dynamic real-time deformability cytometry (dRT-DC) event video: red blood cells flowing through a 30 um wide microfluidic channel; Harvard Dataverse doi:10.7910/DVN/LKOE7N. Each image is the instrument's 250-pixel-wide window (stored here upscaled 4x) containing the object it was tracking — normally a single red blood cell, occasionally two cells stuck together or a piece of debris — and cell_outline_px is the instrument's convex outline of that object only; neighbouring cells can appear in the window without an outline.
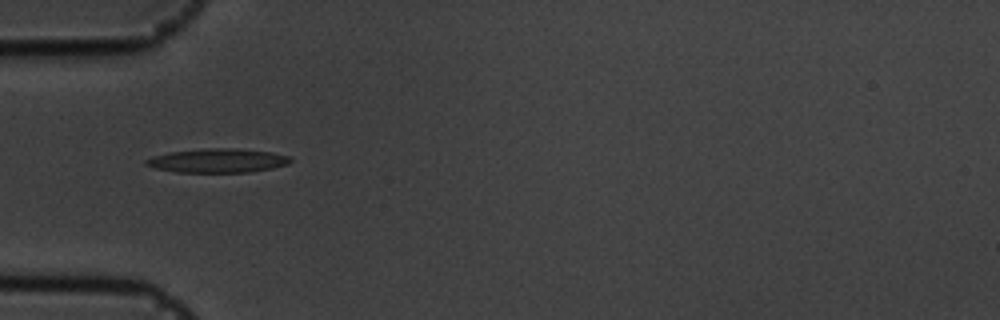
{"species": "common noctule bat (a hibernating species)", "species_latin": "Nyctalus noctula", "temperature_condition": "cold", "stored_images_in_passage": 41, "camera_frame_rate_fps": 3000, "um_per_image_px": 0.085, "animal": {"sex": "male", "body_mass_g": 19.5, "forearm_length_mm": 54.6}, "frame": {"image": 1, "passage_image": 3, "time_ms": 0.667, "image_size_px": [1000, 320], "cell_outline_px": [[292, 160], [288, 164], [272, 168], [248, 172], [176, 172], [156, 168], [144, 164], [144, 160], [168, 152], [204, 148], [232, 148], [272, 152], [288, 156]], "centroid_in_image_um": [18.5, 13.65], "position_along_channel_um": 66.5, "area_um2": 20.06}}
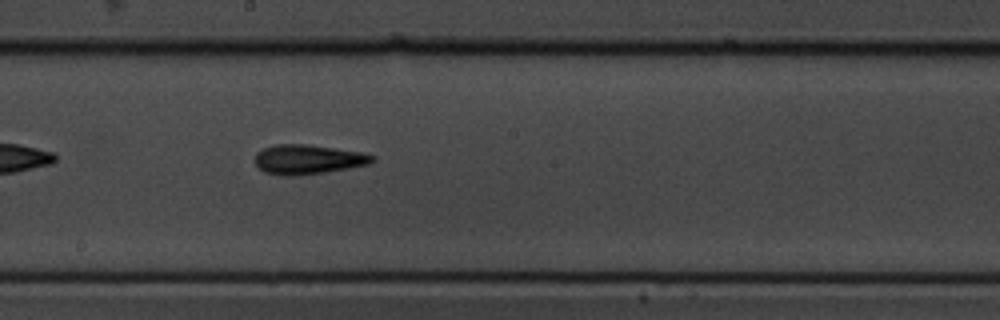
{"frame": {"image": 2, "passage_image": 16, "time_ms": 5.0, "image_size_px": [1000, 320], "cell_outline_px": [[376, 160], [368, 164], [348, 168], [324, 172], [292, 176], [284, 176], [264, 172], [256, 164], [256, 152], [264, 148], [276, 144], [308, 144], [364, 152], [376, 156]], "centroid_in_image_um": [26.21, 13.54], "position_along_channel_um": 222.0, "area_um2": 20.23}}
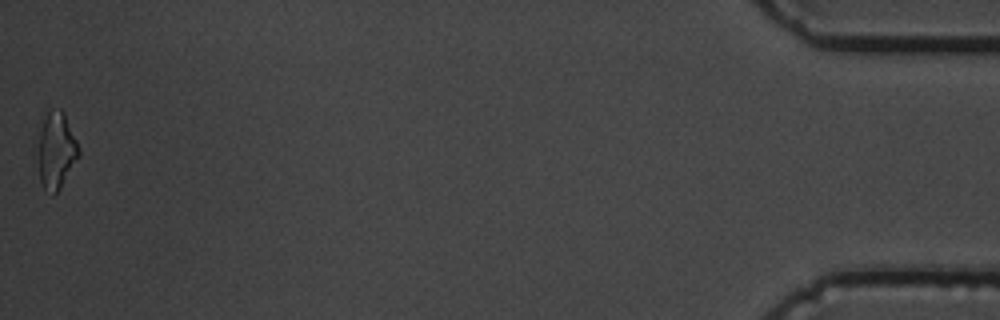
{"frame": {"image": 3, "passage_image": 41, "time_ms": 13.333, "image_size_px": [1000, 320], "cell_outline_px": [[80, 156], [60, 188], [52, 196], [44, 188], [40, 180], [32, 144], [44, 108], [60, 108], [64, 112], [80, 148]], "centroid_in_image_um": [4.66, 12.68], "position_along_channel_um": 430.5, "area_um2": 20.11}, "authors_computed_cell_mechanics": {"area_um2": 18.4382, "velocity_mm_per_s": 3.6088, "shape_relaxation_time_tau1_ms": 3.2858, "shape_relaxation_time_tau2_ms": 6.3446, "deformation_change_tau1": 0.1715, "deformation_change_tau2": 0.1951}}